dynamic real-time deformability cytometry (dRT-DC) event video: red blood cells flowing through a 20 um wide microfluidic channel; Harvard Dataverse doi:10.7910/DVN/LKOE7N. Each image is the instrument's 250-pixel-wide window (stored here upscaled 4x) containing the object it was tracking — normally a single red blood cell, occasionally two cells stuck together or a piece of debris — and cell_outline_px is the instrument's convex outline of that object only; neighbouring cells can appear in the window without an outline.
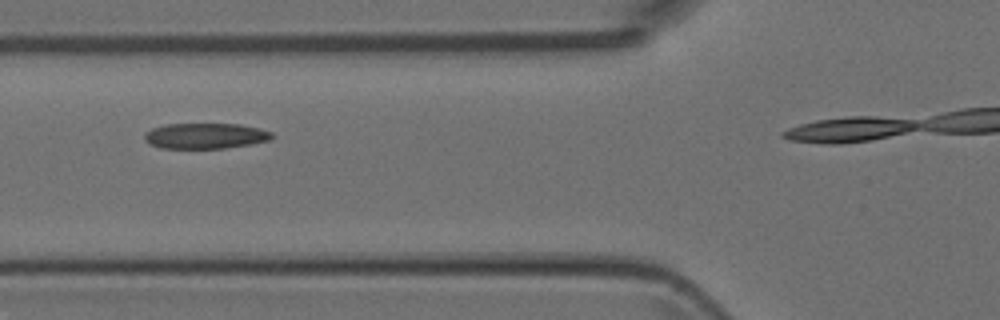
{"species": "Egyptian fruit bat (a non-hibernating species)", "species_latin": "Rousettus aegyptiacus", "temperature_condition": "room temperature", "stored_images_in_passage": 4, "segment_of_instrument_passage": [1, 2], "camera_frame_rate_fps": 3000, "um_per_image_px": 0.085, "animal": {"sex": "female"}, "frame": {"image": 1, "passage_image": 3, "time_ms": 2.0, "image_size_px": [1000, 320], "cell_outline_px": [[276, 136], [272, 140], [252, 144], [224, 148], [160, 148], [144, 140], [144, 136], [152, 128], [168, 124], [240, 124], [260, 128], [272, 132]], "centroid_in_image_um": [17.54, 11.55], "position_along_channel_um": 108.3, "area_um2": 19.07}}